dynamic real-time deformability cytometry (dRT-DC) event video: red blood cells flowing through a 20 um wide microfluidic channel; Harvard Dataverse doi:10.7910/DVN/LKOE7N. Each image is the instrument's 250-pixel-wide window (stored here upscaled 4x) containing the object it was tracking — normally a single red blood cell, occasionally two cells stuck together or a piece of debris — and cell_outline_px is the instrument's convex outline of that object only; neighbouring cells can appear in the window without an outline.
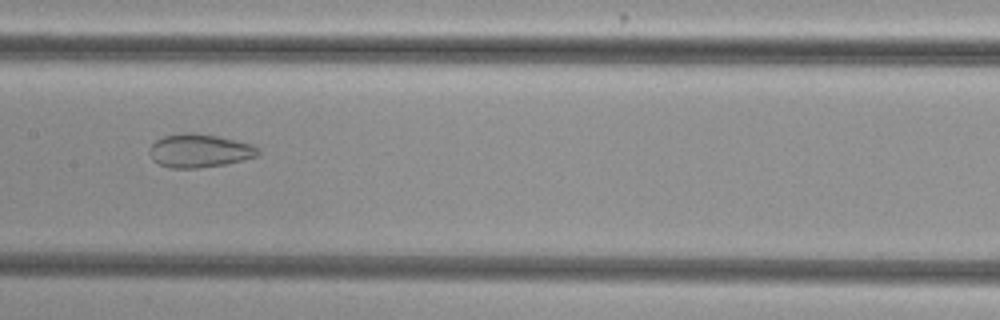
{"species": "common noctule bat (a hibernating species)", "species_latin": "Nyctalus noctula", "temperature_condition": "cold", "stored_images_in_passage": 31, "camera_frame_rate_fps": 3000, "um_per_image_px": 0.085, "animal": {"sex": "female", "body_mass_g": 29.2, "forearm_length_mm": 56.3}, "frame": {"image": 1, "passage_image": 12, "time_ms": 3.667, "image_size_px": [1000, 320], "cell_outline_px": [[260, 152], [256, 156], [224, 164], [196, 168], [172, 168], [160, 164], [152, 160], [148, 152], [152, 144], [156, 140], [164, 136], [184, 132], [192, 132], [216, 136], [256, 144], [260, 148]], "centroid_in_image_um": [16.96, 12.8], "position_along_channel_um": 190.4, "area_um2": 21.15}}
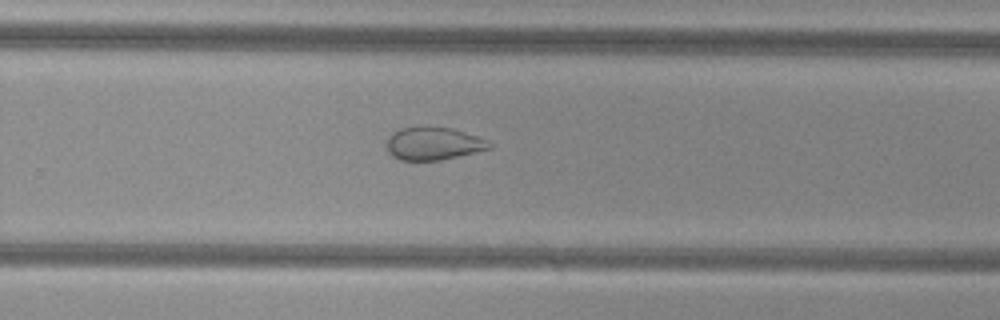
{"frame": {"image": 2, "passage_image": 20, "time_ms": 6.333, "image_size_px": [1000, 320], "cell_outline_px": [[496, 144], [492, 148], [440, 160], [400, 160], [392, 156], [388, 152], [384, 144], [388, 136], [392, 132], [400, 128], [452, 128], [488, 140]], "centroid_in_image_um": [36.82, 12.22], "position_along_channel_um": 293.0, "area_um2": 19.59}}
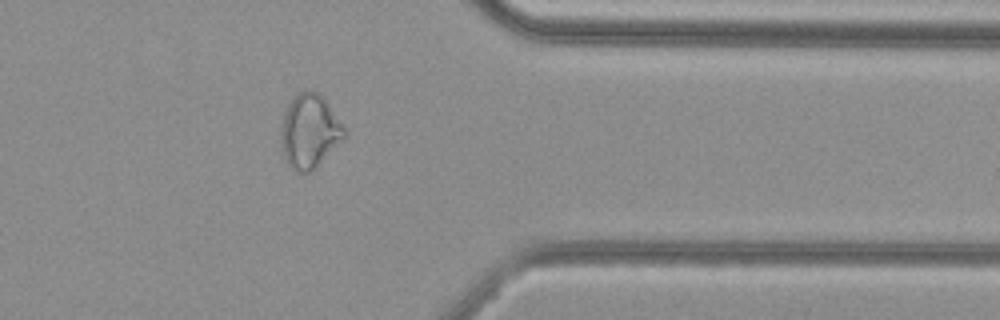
{"frame": {"image": 3, "passage_image": 28, "time_ms": 9.0, "image_size_px": [1000, 320], "cell_outline_px": [[344, 136], [308, 172], [296, 172], [288, 164], [280, 148], [280, 132], [284, 112], [288, 104], [304, 88], [308, 88], [320, 92], [344, 128]], "centroid_in_image_um": [26.23, 11.09], "position_along_channel_um": 385.2, "area_um2": 26.53}, "authors_computed_cell_mechanics": {"area_um2": 22.831, "velocity_mm_per_s": 3.8536, "shape_relaxation_time_tau1_ms": null, "shape_relaxation_time_tau2_ms": 2.1794, "deformation_change_tau1": null, "deformation_change_tau2": 0.0855}}